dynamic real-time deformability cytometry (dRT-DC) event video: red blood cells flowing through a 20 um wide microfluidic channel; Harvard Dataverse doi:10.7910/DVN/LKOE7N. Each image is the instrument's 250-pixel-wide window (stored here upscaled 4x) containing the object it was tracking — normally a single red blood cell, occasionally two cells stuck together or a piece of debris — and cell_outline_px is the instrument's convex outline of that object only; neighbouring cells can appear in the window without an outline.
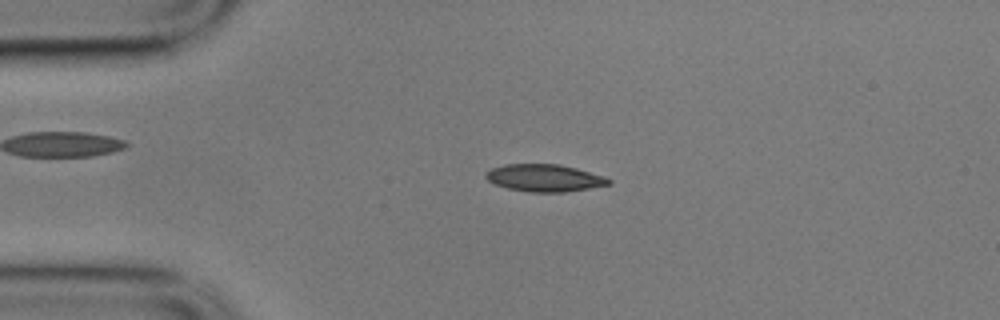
{"species": "common noctule bat (a hibernating species)", "species_latin": "Nyctalus noctula", "temperature_condition": "cold", "stored_images_in_passage": 55, "camera_frame_rate_fps": 3000, "um_per_image_px": 0.085, "animal": {"sex": "male", "body_mass_g": 17.9}, "frame": {"image": 1, "passage_image": 11, "time_ms": 3.333, "image_size_px": [1000, 320], "cell_outline_px": [[612, 184], [564, 192], [528, 192], [508, 188], [496, 184], [488, 180], [484, 176], [484, 172], [492, 168], [504, 164], [560, 164], [576, 168], [604, 176], [612, 180]], "centroid_in_image_um": [46.27, 15.12], "position_along_channel_um": 38.7, "area_um2": 19.54}}
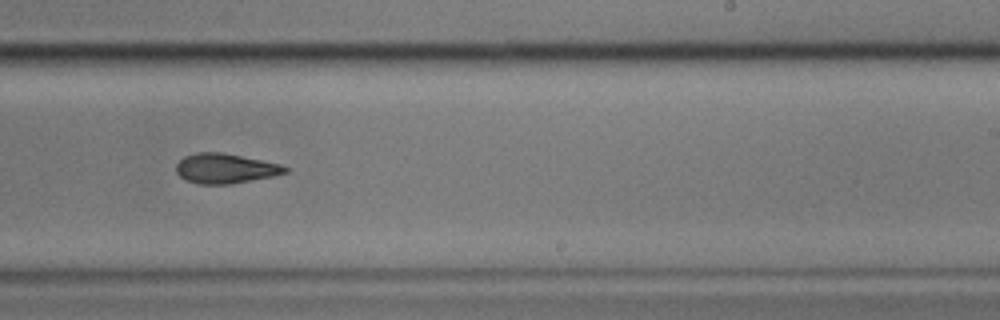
{"frame": {"image": 2, "passage_image": 33, "time_ms": 10.667, "image_size_px": [1000, 320], "cell_outline_px": [[288, 172], [272, 176], [228, 184], [200, 184], [184, 180], [176, 172], [176, 164], [184, 156], [196, 152], [224, 152], [280, 164], [288, 168]], "centroid_in_image_um": [19.11, 14.31], "position_along_channel_um": 269.9, "area_um2": 18.9}}
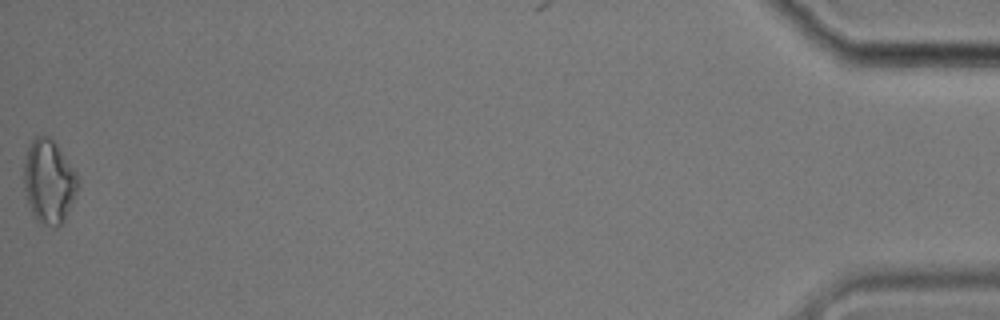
{"frame": {"image": 3, "passage_image": 55, "time_ms": 18.0, "image_size_px": [1000, 320], "cell_outline_px": [[76, 192], [64, 220], [56, 228], [52, 228], [40, 224], [32, 212], [28, 204], [24, 188], [24, 164], [28, 148], [32, 140], [36, 136], [48, 136], [56, 144], [76, 172]], "centroid_in_image_um": [4.12, 15.46], "position_along_channel_um": 431.1, "area_um2": 25.89}, "authors_computed_cell_mechanics": {"area_um2": 19.5364, "velocity_mm_per_s": 3.5205, "shape_relaxation_time_tau1_ms": 10.4508, "shape_relaxation_time_tau2_ms": 4.3923, "deformation_change_tau1": 0.1793, "deformation_change_tau2": 0.106}}